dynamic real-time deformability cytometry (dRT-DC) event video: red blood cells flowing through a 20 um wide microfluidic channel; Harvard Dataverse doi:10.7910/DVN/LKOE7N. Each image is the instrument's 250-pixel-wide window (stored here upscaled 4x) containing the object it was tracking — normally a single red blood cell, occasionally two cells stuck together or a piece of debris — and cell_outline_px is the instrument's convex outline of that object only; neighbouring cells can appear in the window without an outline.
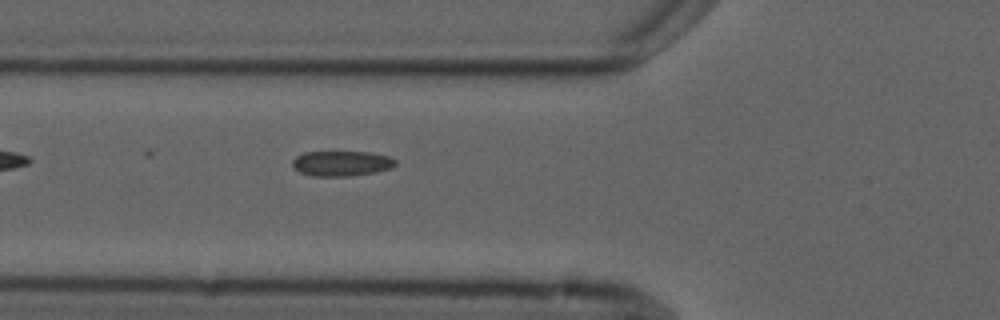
{"species": "common noctule bat (a hibernating species)", "species_latin": "Nyctalus noctula", "temperature_condition": "cold", "stored_images_in_passage": 5, "camera_frame_rate_fps": 3000, "um_per_image_px": 0.085, "animal": {"sex": "male", "forearm_length_mm": 52.5}, "frame": {"image": 1, "passage_image": 5, "time_ms": 6.0, "image_size_px": [1000, 320], "cell_outline_px": [[396, 164], [392, 168], [376, 172], [348, 176], [312, 176], [300, 172], [292, 164], [292, 160], [296, 156], [304, 152], [368, 152], [388, 156], [396, 160]], "centroid_in_image_um": [29.04, 13.89], "position_along_channel_um": 96.8, "area_um2": 15.09}}